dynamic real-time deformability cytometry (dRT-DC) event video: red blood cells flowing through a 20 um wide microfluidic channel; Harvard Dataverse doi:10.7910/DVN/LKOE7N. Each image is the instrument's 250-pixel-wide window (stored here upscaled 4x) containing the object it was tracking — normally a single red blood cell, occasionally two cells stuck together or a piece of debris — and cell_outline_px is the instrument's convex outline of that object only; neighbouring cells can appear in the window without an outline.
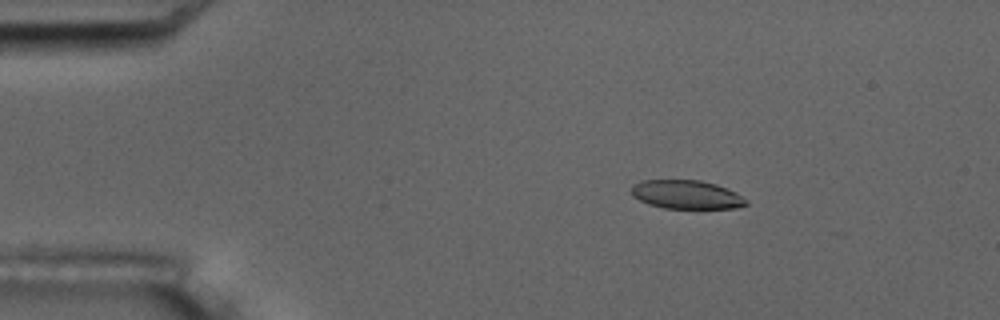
{"species": "common noctule bat (a hibernating species)", "species_latin": "Nyctalus noctula", "temperature_condition": "room temperature", "stored_images_in_passage": 6, "camera_frame_rate_fps": 3000, "um_per_image_px": 0.085, "animal": {"sex": "male", "body_mass_g": 17.5, "forearm_length_mm": 52.3}, "frame": {"image": 1, "passage_image": 3, "time_ms": 2.333, "image_size_px": [1000, 320], "cell_outline_px": [[748, 204], [736, 208], [664, 208], [648, 204], [632, 196], [632, 184], [640, 180], [700, 180], [716, 184], [736, 192]], "centroid_in_image_um": [58.3, 16.53], "position_along_channel_um": 26.7, "area_um2": 19.07}}
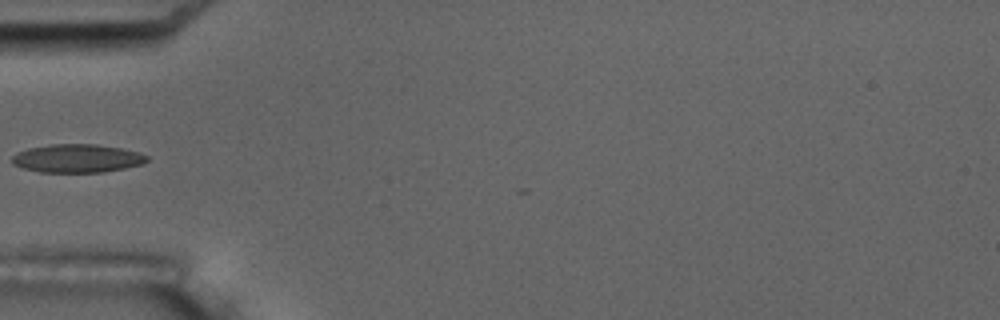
{"frame": {"image": 2, "passage_image": 6, "time_ms": 5.667, "image_size_px": [1000, 320], "cell_outline_px": [[148, 160], [140, 164], [124, 168], [104, 172], [40, 172], [24, 168], [12, 164], [12, 156], [16, 152], [28, 148], [52, 144], [96, 144], [120, 148], [140, 152], [148, 156]], "centroid_in_image_um": [6.54, 13.46], "position_along_channel_um": 78.5, "area_um2": 22.25}}